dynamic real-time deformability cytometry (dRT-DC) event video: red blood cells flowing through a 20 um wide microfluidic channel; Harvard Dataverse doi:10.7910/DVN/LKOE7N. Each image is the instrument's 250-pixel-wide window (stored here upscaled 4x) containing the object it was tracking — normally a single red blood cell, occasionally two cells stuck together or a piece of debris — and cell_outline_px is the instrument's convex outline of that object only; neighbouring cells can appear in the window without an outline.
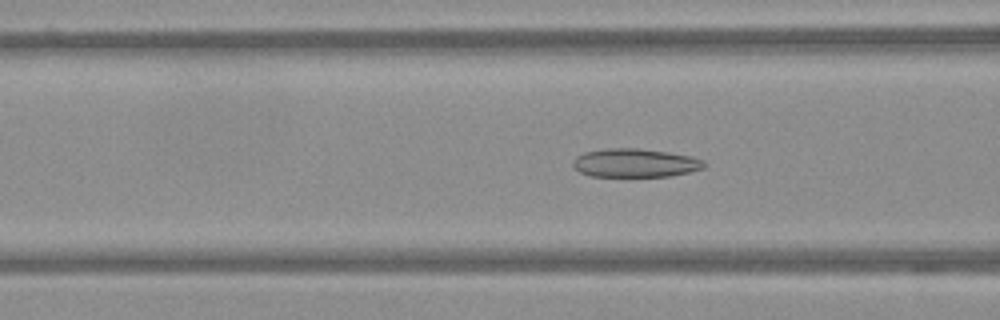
{"species": "Egyptian fruit bat (a non-hibernating species)", "species_latin": "Rousettus aegyptiacus", "temperature_condition": "warm", "stored_images_in_passage": 58, "camera_frame_rate_fps": 3000, "um_per_image_px": 0.085, "frame": {"image": 1, "passage_image": 22, "time_ms": 7.0, "image_size_px": [1000, 320], "cell_outline_px": [[708, 164], [704, 168], [672, 176], [592, 176], [580, 172], [572, 164], [572, 160], [576, 156], [584, 152], [608, 148], [636, 148], [668, 152], [692, 156], [704, 160]], "centroid_in_image_um": [54.01, 13.84], "position_along_channel_um": 112.6, "area_um2": 21.91}}
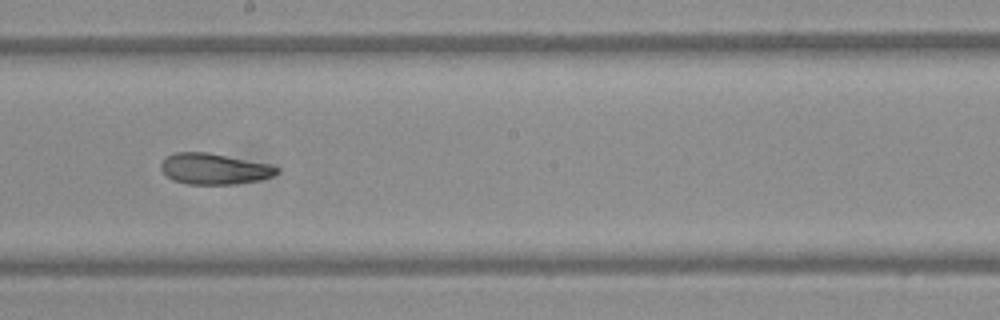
{"frame": {"image": 2, "passage_image": 32, "time_ms": 10.333, "image_size_px": [1000, 320], "cell_outline_px": [[280, 172], [272, 176], [260, 180], [236, 184], [188, 184], [172, 180], [160, 168], [160, 164], [164, 156], [176, 152], [208, 152], [268, 164], [280, 168]], "centroid_in_image_um": [18.19, 14.35], "position_along_channel_um": 230.0, "area_um2": 20.98}}
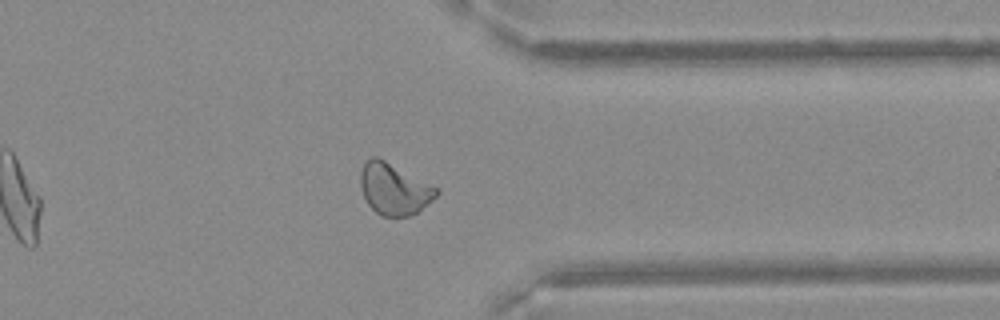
{"frame": {"image": 3, "passage_image": 45, "time_ms": 14.667, "image_size_px": [1000, 320], "cell_outline_px": [[440, 192], [432, 200], [416, 212], [408, 216], [380, 216], [368, 204], [364, 196], [360, 184], [360, 172], [364, 164], [372, 156], [376, 156], [440, 188]], "centroid_in_image_um": [33.51, 16.06], "position_along_channel_um": 377.9, "area_um2": 22.54}}